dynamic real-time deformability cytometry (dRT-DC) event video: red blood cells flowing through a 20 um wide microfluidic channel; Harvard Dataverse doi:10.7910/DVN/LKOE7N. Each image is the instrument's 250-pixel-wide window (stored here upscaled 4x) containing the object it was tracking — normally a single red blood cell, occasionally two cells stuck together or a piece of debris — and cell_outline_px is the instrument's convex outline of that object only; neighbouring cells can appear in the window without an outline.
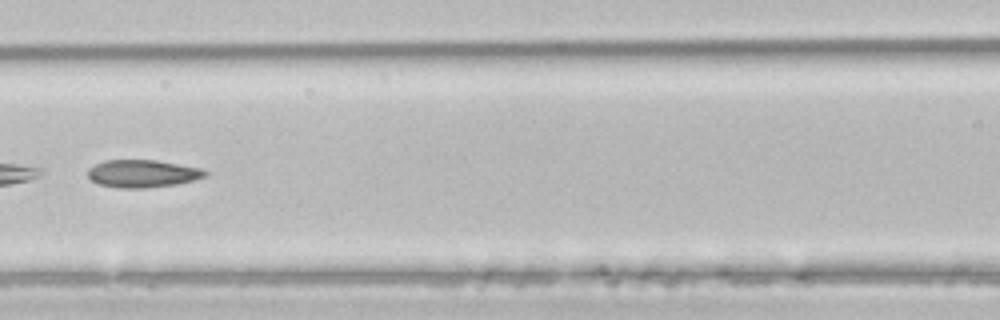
{"species": "common noctule bat (a hibernating species)", "species_latin": "Nyctalus noctula", "temperature_condition": "room temperature", "stored_images_in_passage": 5, "camera_frame_rate_fps": 3000, "um_per_image_px": 0.085, "animal": {"sex": "male", "body_mass_g": 21.5, "forearm_length_mm": 52.0}, "frame": {"image": 1, "passage_image": 5, "time_ms": 1.333, "image_size_px": [1000, 320], "cell_outline_px": [[208, 176], [176, 184], [144, 188], [120, 188], [100, 184], [92, 180], [88, 176], [88, 168], [104, 160], [156, 160], [200, 168], [208, 172]], "centroid_in_image_um": [12.12, 14.75], "position_along_channel_um": 154.5, "area_um2": 18.73}}